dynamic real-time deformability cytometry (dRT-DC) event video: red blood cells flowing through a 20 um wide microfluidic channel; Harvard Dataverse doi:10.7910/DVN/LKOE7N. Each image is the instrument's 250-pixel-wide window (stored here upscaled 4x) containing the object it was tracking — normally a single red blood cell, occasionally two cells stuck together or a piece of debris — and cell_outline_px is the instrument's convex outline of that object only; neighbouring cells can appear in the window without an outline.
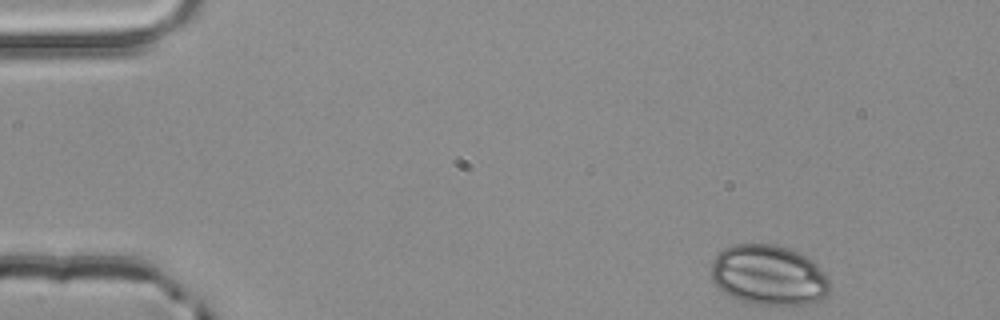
{"species": "common noctule bat (a hibernating species)", "species_latin": "Nyctalus noctula", "temperature_condition": "room temperature", "stored_images_in_passage": 3, "camera_frame_rate_fps": 3000, "um_per_image_px": 0.085, "animal": {"sex": "male", "body_mass_g": 20.4}, "frame": {"image": 1, "passage_image": 1, "time_ms": 0.0, "image_size_px": [1000, 320], "cell_outline_px": [[828, 296], [820, 300], [808, 304], [756, 304], [740, 300], [724, 292], [712, 280], [712, 264], [716, 252], [732, 244], [776, 244], [788, 248], [812, 260], [824, 272], [828, 280]], "centroid_in_image_um": [65.33, 23.37], "position_along_channel_um": 19.7, "area_um2": 41.44}}